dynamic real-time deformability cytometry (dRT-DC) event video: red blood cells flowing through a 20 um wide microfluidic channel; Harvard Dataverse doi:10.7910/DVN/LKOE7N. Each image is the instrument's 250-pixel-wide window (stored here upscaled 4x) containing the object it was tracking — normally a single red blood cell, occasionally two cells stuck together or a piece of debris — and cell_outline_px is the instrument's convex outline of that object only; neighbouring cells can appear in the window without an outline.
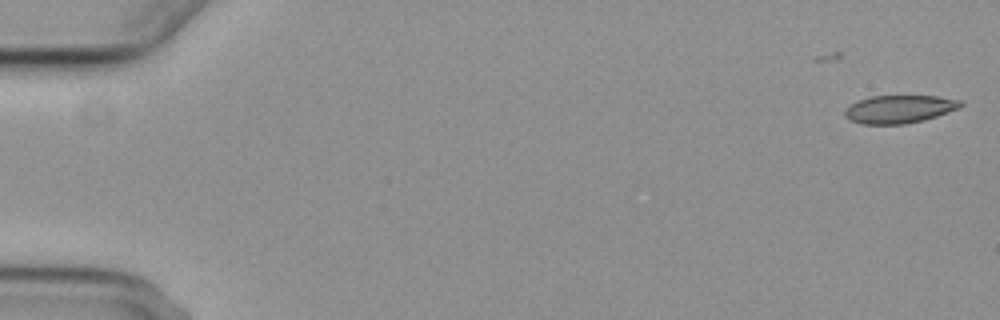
{"species": "common noctule bat (a hibernating species)", "species_latin": "Nyctalus noctula", "temperature_condition": "cold", "stored_images_in_passage": 8, "camera_frame_rate_fps": 3000, "um_per_image_px": 0.085, "animal": {"sex": "female", "body_mass_g": 29.2, "forearm_length_mm": 56.3}, "frame": {"image": 1, "passage_image": 1, "time_ms": 0.0, "image_size_px": [1000, 320], "cell_outline_px": [[964, 104], [960, 108], [924, 120], [904, 124], [860, 124], [848, 120], [844, 116], [844, 108], [848, 104], [856, 100], [872, 96], [936, 96], [964, 100]], "centroid_in_image_um": [76.4, 9.27], "position_along_channel_um": 8.6, "area_um2": 19.25}}
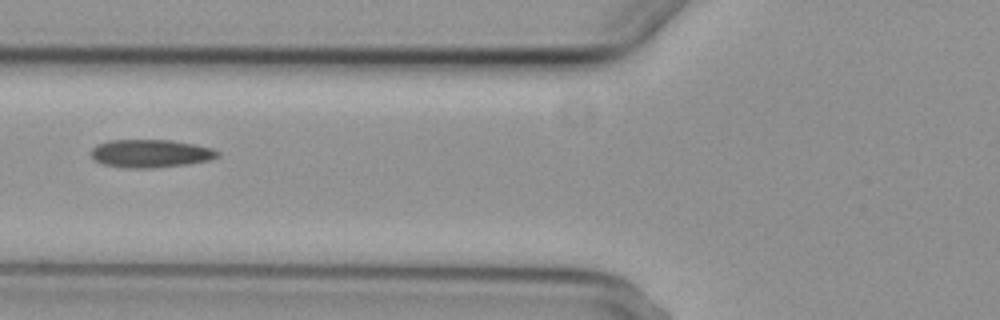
{"frame": {"image": 2, "passage_image": 7, "time_ms": 7.0, "image_size_px": [1000, 320], "cell_outline_px": [[220, 156], [208, 160], [188, 164], [152, 168], [128, 168], [104, 164], [92, 160], [92, 148], [96, 144], [108, 140], [172, 140], [212, 148], [220, 152]], "centroid_in_image_um": [12.78, 13.04], "position_along_channel_um": 113.0, "area_um2": 20.69}}
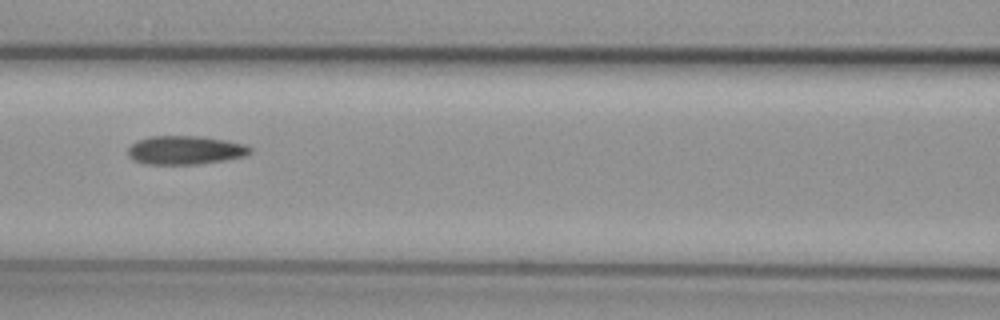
{"frame": {"image": 3, "passage_image": 8, "time_ms": 8.0, "image_size_px": [1000, 320], "cell_outline_px": [[252, 152], [244, 156], [224, 160], [200, 164], [144, 164], [132, 160], [128, 156], [128, 148], [136, 140], [148, 136], [200, 136], [224, 140], [244, 144], [252, 148]], "centroid_in_image_um": [15.7, 12.76], "position_along_channel_um": 150.9, "area_um2": 20.52}}